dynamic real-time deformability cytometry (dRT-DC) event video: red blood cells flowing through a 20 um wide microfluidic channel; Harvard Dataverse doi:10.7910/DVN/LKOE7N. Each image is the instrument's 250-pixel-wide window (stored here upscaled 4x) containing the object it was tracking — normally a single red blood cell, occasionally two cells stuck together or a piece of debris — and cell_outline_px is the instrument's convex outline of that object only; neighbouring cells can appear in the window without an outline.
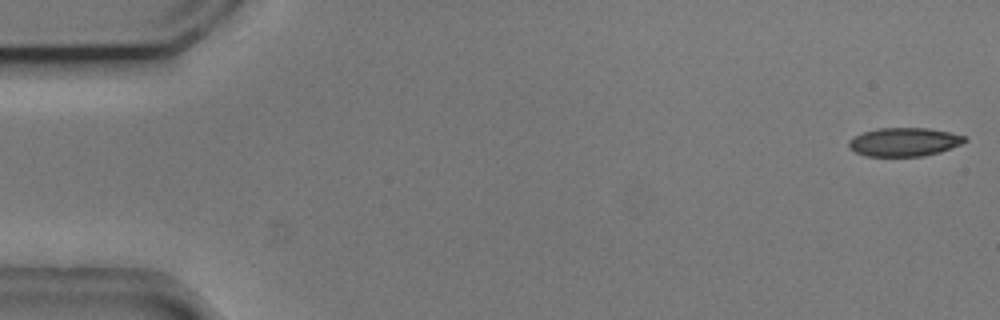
{"species": "common noctule bat (a hibernating species)", "species_latin": "Nyctalus noctula", "temperature_condition": "cold", "stored_images_in_passage": 53, "camera_frame_rate_fps": 3000, "um_per_image_px": 0.085, "animal": {"sex": "male", "body_mass_g": 20.5, "forearm_length_mm": 52.5}, "frame": {"image": 1, "passage_image": 1, "time_ms": 0.0, "image_size_px": [1000, 320], "cell_outline_px": [[968, 140], [960, 144], [940, 152], [924, 156], [864, 156], [848, 148], [848, 140], [864, 132], [880, 128], [928, 128], [948, 132], [964, 136]], "centroid_in_image_um": [76.83, 12.07], "position_along_channel_um": 8.2, "area_um2": 19.19}}
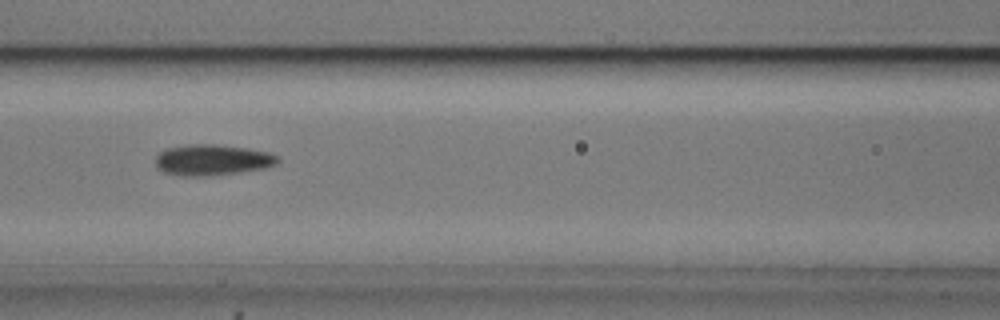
{"frame": {"image": 2, "passage_image": 23, "time_ms": 7.333, "image_size_px": [1000, 320], "cell_outline_px": [[280, 160], [276, 164], [264, 168], [236, 172], [204, 176], [180, 176], [164, 172], [156, 168], [156, 156], [160, 152], [168, 148], [188, 144], [212, 144], [248, 148], [268, 152], [280, 156]], "centroid_in_image_um": [18.04, 13.59], "position_along_channel_um": 148.6, "area_um2": 21.96}}
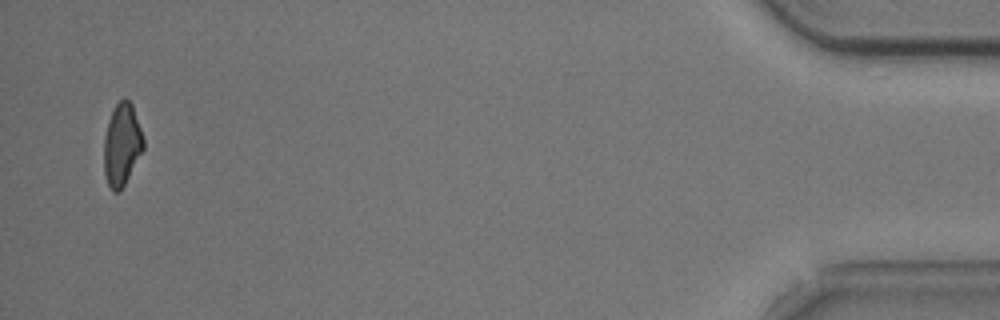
{"frame": {"image": 3, "passage_image": 52, "time_ms": 17.0, "image_size_px": [1000, 320], "cell_outline_px": [[144, 148], [120, 192], [112, 192], [108, 184], [104, 172], [104, 136], [108, 120], [116, 104], [124, 96], [132, 104], [144, 140]], "centroid_in_image_um": [10.35, 12.29], "position_along_channel_um": 424.9, "area_um2": 18.84}, "authors_computed_cell_mechanics": {"area_um2": 20.3456, "velocity_mm_per_s": 3.7535, "shape_relaxation_time_tau1_ms": 2.6814, "shape_relaxation_time_tau2_ms": 4.3018, "deformation_change_tau1": 0.0995, "deformation_change_tau2": 0.1182}}